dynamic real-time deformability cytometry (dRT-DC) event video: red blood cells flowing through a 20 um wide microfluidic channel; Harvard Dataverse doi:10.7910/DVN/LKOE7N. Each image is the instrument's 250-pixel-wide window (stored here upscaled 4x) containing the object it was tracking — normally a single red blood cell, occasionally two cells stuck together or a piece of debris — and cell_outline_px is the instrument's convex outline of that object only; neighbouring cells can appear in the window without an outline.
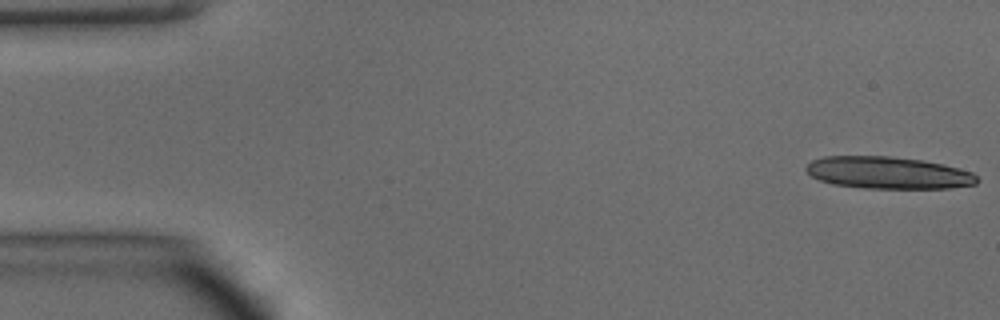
{"species": "common noctule bat (a hibernating species)", "species_latin": "Nyctalus noctula", "temperature_condition": "warm", "stored_images_in_passage": 6, "camera_frame_rate_fps": 3000, "um_per_image_px": 0.085, "animal": {"sex": "male", "body_mass_g": 15.6}, "frame": {"image": 1, "passage_image": 1, "time_ms": 0.0, "image_size_px": [1000, 320], "cell_outline_px": [[980, 180], [976, 184], [952, 188], [864, 188], [832, 184], [820, 180], [812, 176], [804, 168], [812, 160], [824, 156], [888, 156], [924, 160], [944, 164], [972, 172]], "centroid_in_image_um": [75.51, 14.68], "position_along_channel_um": 9.5, "area_um2": 32.08}}